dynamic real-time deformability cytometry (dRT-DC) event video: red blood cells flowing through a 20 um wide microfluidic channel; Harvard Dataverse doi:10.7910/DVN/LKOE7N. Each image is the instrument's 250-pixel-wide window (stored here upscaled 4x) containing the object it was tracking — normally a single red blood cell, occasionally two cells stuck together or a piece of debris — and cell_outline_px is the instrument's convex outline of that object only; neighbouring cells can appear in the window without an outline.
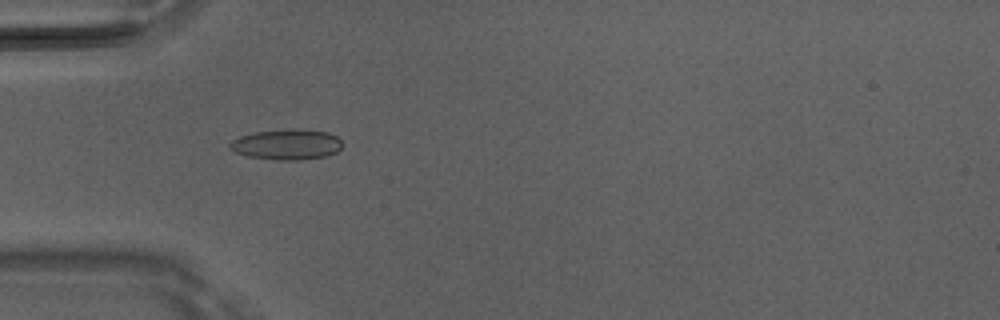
{"species": "Egyptian fruit bat (a non-hibernating species)", "species_latin": "Rousettus aegyptiacus", "temperature_condition": "room temperature", "stored_images_in_passage": 6, "camera_frame_rate_fps": 3000, "um_per_image_px": 0.085, "animal": {"sex": "male"}, "frame": {"image": 1, "passage_image": 5, "time_ms": 1.333, "image_size_px": [1000, 320], "cell_outline_px": [[344, 144], [336, 152], [328, 156], [300, 160], [280, 160], [248, 156], [236, 152], [228, 148], [228, 144], [232, 140], [240, 136], [256, 132], [328, 132], [336, 136]], "centroid_in_image_um": [24.37, 12.34], "position_along_channel_um": 60.6, "area_um2": 19.02}}